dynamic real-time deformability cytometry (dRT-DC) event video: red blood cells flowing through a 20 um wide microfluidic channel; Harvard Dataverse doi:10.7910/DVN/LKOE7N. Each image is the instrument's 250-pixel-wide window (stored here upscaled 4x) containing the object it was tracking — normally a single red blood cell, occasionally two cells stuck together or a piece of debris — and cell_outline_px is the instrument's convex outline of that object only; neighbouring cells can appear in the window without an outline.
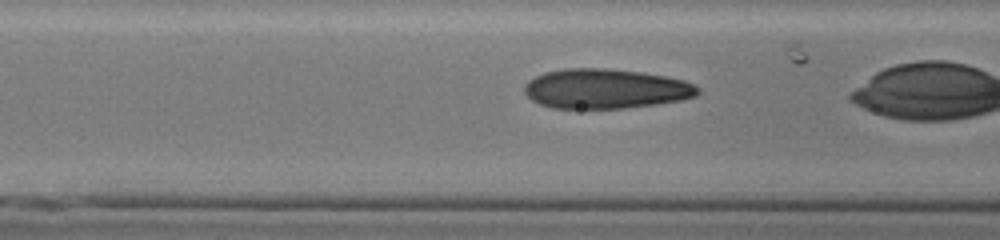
{"species": "human", "species_latin": "Homo sapiens", "temperature_condition": "cold", "stored_images_in_passage": 39, "camera_frame_rate_fps": 3000, "um_per_image_px": 0.085, "donor": {"sex": "male"}, "frame": {"image": 1, "passage_image": 19, "time_ms": 6.0, "image_size_px": [1000, 240], "cell_outline_px": [[700, 92], [696, 96], [680, 100], [656, 104], [624, 108], [552, 108], [540, 104], [532, 100], [524, 92], [524, 84], [528, 80], [544, 72], [564, 68], [608, 68], [640, 72], [664, 76], [684, 80], [696, 84], [700, 88]], "centroid_in_image_um": [51.47, 7.54], "position_along_channel_um": 115.1, "area_um2": 40.29}}
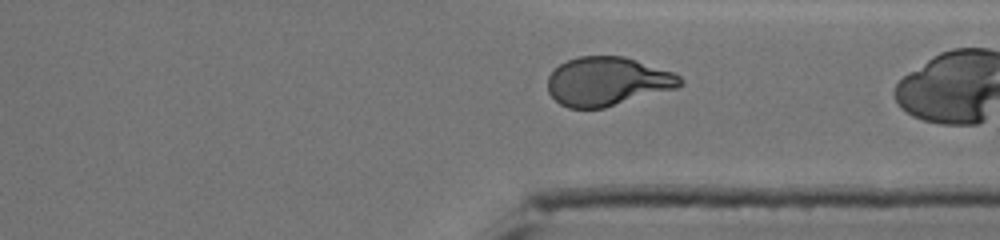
{"frame": {"image": 2, "passage_image": 38, "time_ms": 12.333, "image_size_px": [1000, 240], "cell_outline_px": [[684, 84], [676, 88], [604, 108], [568, 108], [560, 104], [548, 92], [548, 76], [560, 64], [568, 60], [580, 56], [624, 56], [672, 72], [680, 76], [684, 80]], "centroid_in_image_um": [51.63, 6.92], "position_along_channel_um": 359.8, "area_um2": 37.45}}